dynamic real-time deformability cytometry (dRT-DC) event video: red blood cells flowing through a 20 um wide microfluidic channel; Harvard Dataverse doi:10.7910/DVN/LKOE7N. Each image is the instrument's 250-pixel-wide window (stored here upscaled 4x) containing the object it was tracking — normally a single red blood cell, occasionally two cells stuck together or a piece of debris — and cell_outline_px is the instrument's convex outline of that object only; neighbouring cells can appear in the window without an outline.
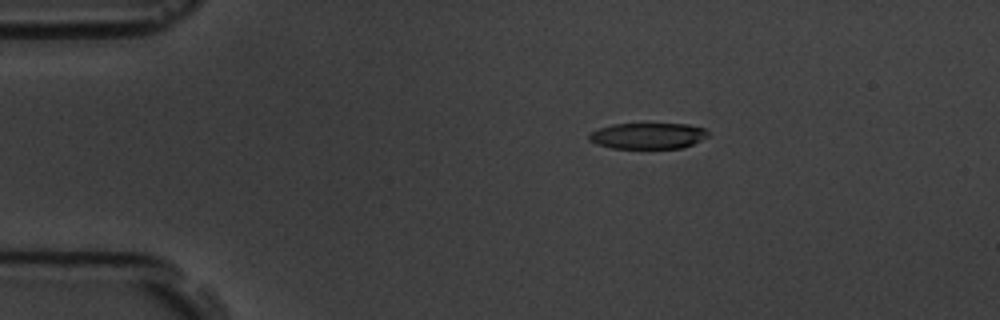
{"species": "common noctule bat (a hibernating species)", "species_latin": "Nyctalus noctula", "temperature_condition": "room temperature", "stored_images_in_passage": 6, "camera_frame_rate_fps": 3000, "um_per_image_px": 0.085, "animal": {"sex": "male", "body_mass_g": 19.5, "forearm_length_mm": 54.6}, "frame": {"image": 1, "passage_image": 3, "time_ms": 3.333, "image_size_px": [1000, 320], "cell_outline_px": [[708, 136], [684, 148], [612, 148], [596, 144], [588, 140], [588, 136], [592, 132], [600, 128], [612, 124], [688, 124], [704, 128], [708, 132]], "centroid_in_image_um": [55.07, 11.55], "position_along_channel_um": 29.9, "area_um2": 17.98}}
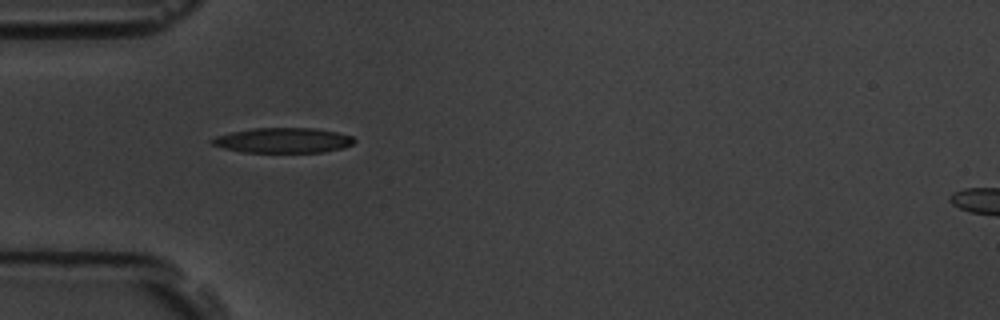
{"frame": {"image": 2, "passage_image": 5, "time_ms": 5.667, "image_size_px": [1000, 320], "cell_outline_px": [[356, 140], [352, 144], [344, 148], [324, 152], [240, 152], [224, 148], [212, 144], [208, 140], [216, 136], [232, 132], [252, 128], [316, 128], [336, 132], [352, 136]], "centroid_in_image_um": [24.06, 11.93], "position_along_channel_um": 60.9, "area_um2": 20.87}}
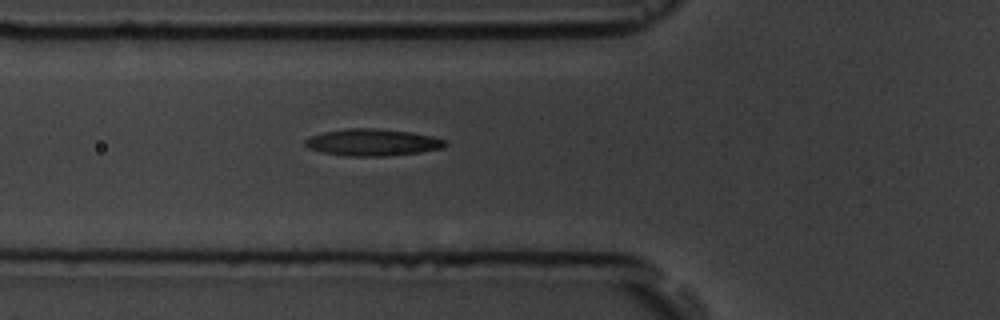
{"frame": {"image": 3, "passage_image": 6, "time_ms": 6.667, "image_size_px": [1000, 320], "cell_outline_px": [[448, 144], [440, 148], [420, 152], [388, 156], [344, 156], [320, 152], [308, 148], [304, 144], [304, 140], [312, 136], [324, 132], [348, 128], [376, 128], [408, 132], [432, 136], [444, 140]], "centroid_in_image_um": [31.62, 12.11], "position_along_channel_um": 94.2, "area_um2": 21.85}}